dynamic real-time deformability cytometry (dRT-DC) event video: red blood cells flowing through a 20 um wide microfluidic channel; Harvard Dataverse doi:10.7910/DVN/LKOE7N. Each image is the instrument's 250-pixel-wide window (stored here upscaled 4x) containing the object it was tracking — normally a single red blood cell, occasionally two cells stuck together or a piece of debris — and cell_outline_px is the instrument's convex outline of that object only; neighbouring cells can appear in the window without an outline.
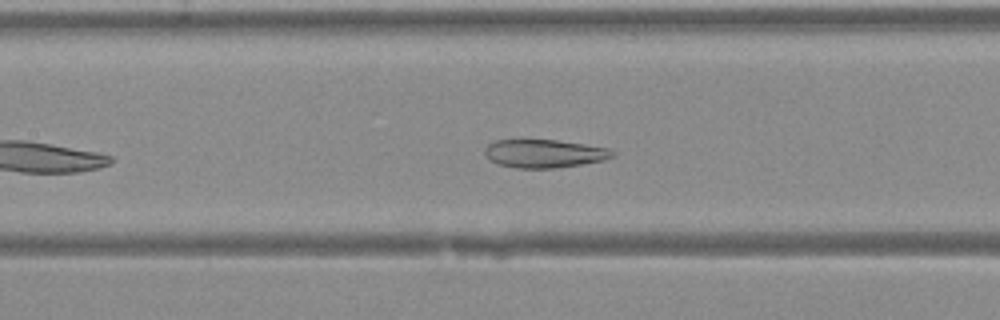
{"species": "Egyptian fruit bat (a non-hibernating species)", "species_latin": "Rousettus aegyptiacus", "temperature_condition": "warm", "stored_images_in_passage": 30, "camera_frame_rate_fps": 3000, "um_per_image_px": 0.085, "animal": {"sex": "female"}, "frame": {"image": 1, "passage_image": 10, "time_ms": 3.0, "image_size_px": [1000, 320], "cell_outline_px": [[616, 156], [604, 160], [556, 168], [516, 168], [500, 164], [492, 160], [484, 152], [484, 148], [488, 144], [496, 140], [556, 140], [584, 144], [608, 148], [616, 152]], "centroid_in_image_um": [46.3, 13.05], "position_along_channel_um": 161.1, "area_um2": 20.87}}
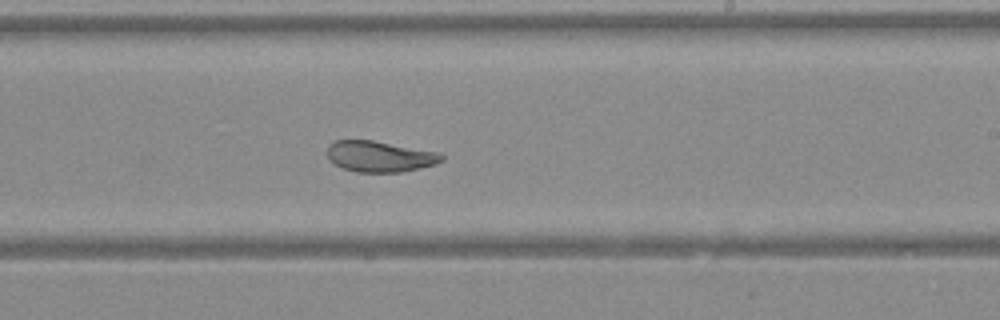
{"frame": {"image": 2, "passage_image": 16, "time_ms": 5.0, "image_size_px": [1000, 320], "cell_outline_px": [[444, 160], [436, 164], [400, 172], [356, 172], [344, 168], [336, 164], [328, 156], [328, 144], [336, 140], [372, 140], [440, 152], [444, 156]], "centroid_in_image_um": [32.32, 13.29], "position_along_channel_um": 256.7, "area_um2": 20.52}}
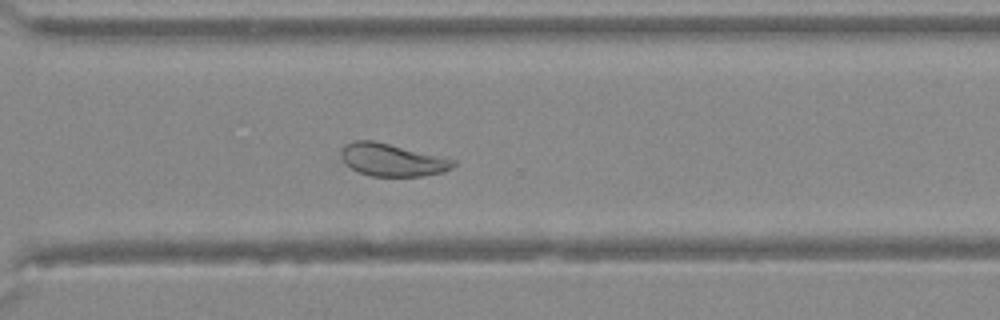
{"frame": {"image": 3, "passage_image": 21, "time_ms": 6.667, "image_size_px": [1000, 320], "cell_outline_px": [[456, 164], [452, 168], [444, 172], [420, 176], [372, 176], [360, 172], [344, 164], [340, 156], [340, 152], [352, 140], [372, 140], [456, 160]], "centroid_in_image_um": [33.32, 13.6], "position_along_channel_um": 337.3, "area_um2": 21.04}}